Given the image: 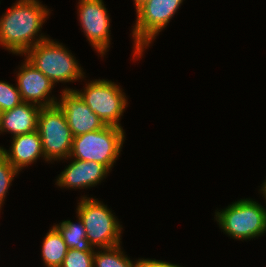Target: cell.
Returning <instances> with one entry per match:
<instances>
[{"mask_svg": "<svg viewBox=\"0 0 266 267\" xmlns=\"http://www.w3.org/2000/svg\"><path fill=\"white\" fill-rule=\"evenodd\" d=\"M94 252L68 249L61 267H94Z\"/></svg>", "mask_w": 266, "mask_h": 267, "instance_id": "19", "label": "cell"}, {"mask_svg": "<svg viewBox=\"0 0 266 267\" xmlns=\"http://www.w3.org/2000/svg\"><path fill=\"white\" fill-rule=\"evenodd\" d=\"M183 0H146L136 8L137 19L133 26L134 57H141L157 34L167 26ZM136 56V57H135Z\"/></svg>", "mask_w": 266, "mask_h": 267, "instance_id": "6", "label": "cell"}, {"mask_svg": "<svg viewBox=\"0 0 266 267\" xmlns=\"http://www.w3.org/2000/svg\"><path fill=\"white\" fill-rule=\"evenodd\" d=\"M19 171L0 152V209L15 175Z\"/></svg>", "mask_w": 266, "mask_h": 267, "instance_id": "18", "label": "cell"}, {"mask_svg": "<svg viewBox=\"0 0 266 267\" xmlns=\"http://www.w3.org/2000/svg\"><path fill=\"white\" fill-rule=\"evenodd\" d=\"M75 91L105 125L122 128L119 120L127 99L120 86L109 80L96 79L86 84L84 91Z\"/></svg>", "mask_w": 266, "mask_h": 267, "instance_id": "8", "label": "cell"}, {"mask_svg": "<svg viewBox=\"0 0 266 267\" xmlns=\"http://www.w3.org/2000/svg\"><path fill=\"white\" fill-rule=\"evenodd\" d=\"M109 170L101 163L74 159L56 179L59 187L88 188L101 182Z\"/></svg>", "mask_w": 266, "mask_h": 267, "instance_id": "12", "label": "cell"}, {"mask_svg": "<svg viewBox=\"0 0 266 267\" xmlns=\"http://www.w3.org/2000/svg\"><path fill=\"white\" fill-rule=\"evenodd\" d=\"M1 116H2V111L0 109V125H1ZM1 133V132H0Z\"/></svg>", "mask_w": 266, "mask_h": 267, "instance_id": "24", "label": "cell"}, {"mask_svg": "<svg viewBox=\"0 0 266 267\" xmlns=\"http://www.w3.org/2000/svg\"><path fill=\"white\" fill-rule=\"evenodd\" d=\"M124 138L123 128L106 125L73 137L70 157L101 163L110 171L121 152Z\"/></svg>", "mask_w": 266, "mask_h": 267, "instance_id": "3", "label": "cell"}, {"mask_svg": "<svg viewBox=\"0 0 266 267\" xmlns=\"http://www.w3.org/2000/svg\"><path fill=\"white\" fill-rule=\"evenodd\" d=\"M78 216V224L70 220L62 221L54 227L60 232L68 249H77L79 251H94L90 245L82 219Z\"/></svg>", "mask_w": 266, "mask_h": 267, "instance_id": "16", "label": "cell"}, {"mask_svg": "<svg viewBox=\"0 0 266 267\" xmlns=\"http://www.w3.org/2000/svg\"><path fill=\"white\" fill-rule=\"evenodd\" d=\"M261 193L263 194L264 198L266 199V180L263 183L262 187H261Z\"/></svg>", "mask_w": 266, "mask_h": 267, "instance_id": "22", "label": "cell"}, {"mask_svg": "<svg viewBox=\"0 0 266 267\" xmlns=\"http://www.w3.org/2000/svg\"><path fill=\"white\" fill-rule=\"evenodd\" d=\"M42 259L47 267H61L68 247L60 232L53 226L42 244Z\"/></svg>", "mask_w": 266, "mask_h": 267, "instance_id": "15", "label": "cell"}, {"mask_svg": "<svg viewBox=\"0 0 266 267\" xmlns=\"http://www.w3.org/2000/svg\"><path fill=\"white\" fill-rule=\"evenodd\" d=\"M77 214L84 223L86 237L94 248H111L121 243L122 225L112 211L95 198L82 197Z\"/></svg>", "mask_w": 266, "mask_h": 267, "instance_id": "5", "label": "cell"}, {"mask_svg": "<svg viewBox=\"0 0 266 267\" xmlns=\"http://www.w3.org/2000/svg\"><path fill=\"white\" fill-rule=\"evenodd\" d=\"M146 0H134L135 7H139L142 3H144Z\"/></svg>", "mask_w": 266, "mask_h": 267, "instance_id": "23", "label": "cell"}, {"mask_svg": "<svg viewBox=\"0 0 266 267\" xmlns=\"http://www.w3.org/2000/svg\"><path fill=\"white\" fill-rule=\"evenodd\" d=\"M135 267H181L179 265H175L172 263L159 261V260H151V259H138L136 261Z\"/></svg>", "mask_w": 266, "mask_h": 267, "instance_id": "21", "label": "cell"}, {"mask_svg": "<svg viewBox=\"0 0 266 267\" xmlns=\"http://www.w3.org/2000/svg\"><path fill=\"white\" fill-rule=\"evenodd\" d=\"M37 131L46 161L70 158L73 134L65 113L57 104L41 107Z\"/></svg>", "mask_w": 266, "mask_h": 267, "instance_id": "7", "label": "cell"}, {"mask_svg": "<svg viewBox=\"0 0 266 267\" xmlns=\"http://www.w3.org/2000/svg\"><path fill=\"white\" fill-rule=\"evenodd\" d=\"M24 55L54 84L84 78V72L79 67L76 58L62 43L54 42L49 37L29 49Z\"/></svg>", "mask_w": 266, "mask_h": 267, "instance_id": "2", "label": "cell"}, {"mask_svg": "<svg viewBox=\"0 0 266 267\" xmlns=\"http://www.w3.org/2000/svg\"><path fill=\"white\" fill-rule=\"evenodd\" d=\"M57 105L65 113L73 137L104 128V122L89 108L75 89L65 88Z\"/></svg>", "mask_w": 266, "mask_h": 267, "instance_id": "10", "label": "cell"}, {"mask_svg": "<svg viewBox=\"0 0 266 267\" xmlns=\"http://www.w3.org/2000/svg\"><path fill=\"white\" fill-rule=\"evenodd\" d=\"M120 245L103 248L101 251L94 252V267H135L127 255H124ZM103 250V252H102Z\"/></svg>", "mask_w": 266, "mask_h": 267, "instance_id": "17", "label": "cell"}, {"mask_svg": "<svg viewBox=\"0 0 266 267\" xmlns=\"http://www.w3.org/2000/svg\"><path fill=\"white\" fill-rule=\"evenodd\" d=\"M219 211L215 220L234 239H251L266 232V209L256 201L241 199Z\"/></svg>", "mask_w": 266, "mask_h": 267, "instance_id": "4", "label": "cell"}, {"mask_svg": "<svg viewBox=\"0 0 266 267\" xmlns=\"http://www.w3.org/2000/svg\"><path fill=\"white\" fill-rule=\"evenodd\" d=\"M22 101L18 87L0 81V109L2 112L13 109Z\"/></svg>", "mask_w": 266, "mask_h": 267, "instance_id": "20", "label": "cell"}, {"mask_svg": "<svg viewBox=\"0 0 266 267\" xmlns=\"http://www.w3.org/2000/svg\"><path fill=\"white\" fill-rule=\"evenodd\" d=\"M12 139L11 149L6 150L0 147V152L18 171L23 169V167H28L34 161L36 162L40 157L45 158L41 137L37 130L13 136Z\"/></svg>", "mask_w": 266, "mask_h": 267, "instance_id": "13", "label": "cell"}, {"mask_svg": "<svg viewBox=\"0 0 266 267\" xmlns=\"http://www.w3.org/2000/svg\"><path fill=\"white\" fill-rule=\"evenodd\" d=\"M40 110L39 105L21 102L13 109L2 112L0 131L10 132L13 136L36 131Z\"/></svg>", "mask_w": 266, "mask_h": 267, "instance_id": "14", "label": "cell"}, {"mask_svg": "<svg viewBox=\"0 0 266 267\" xmlns=\"http://www.w3.org/2000/svg\"><path fill=\"white\" fill-rule=\"evenodd\" d=\"M79 21L87 40L104 56L110 46V18L103 0H79Z\"/></svg>", "mask_w": 266, "mask_h": 267, "instance_id": "9", "label": "cell"}, {"mask_svg": "<svg viewBox=\"0 0 266 267\" xmlns=\"http://www.w3.org/2000/svg\"><path fill=\"white\" fill-rule=\"evenodd\" d=\"M24 62L20 67L18 75H16L17 87L22 101L33 103L40 107H49L57 104V99L49 96L52 88H54V83L27 59Z\"/></svg>", "mask_w": 266, "mask_h": 267, "instance_id": "11", "label": "cell"}, {"mask_svg": "<svg viewBox=\"0 0 266 267\" xmlns=\"http://www.w3.org/2000/svg\"><path fill=\"white\" fill-rule=\"evenodd\" d=\"M49 13L38 0H19L0 18V45L16 55H24L47 39L42 33L38 36V32Z\"/></svg>", "mask_w": 266, "mask_h": 267, "instance_id": "1", "label": "cell"}]
</instances>
